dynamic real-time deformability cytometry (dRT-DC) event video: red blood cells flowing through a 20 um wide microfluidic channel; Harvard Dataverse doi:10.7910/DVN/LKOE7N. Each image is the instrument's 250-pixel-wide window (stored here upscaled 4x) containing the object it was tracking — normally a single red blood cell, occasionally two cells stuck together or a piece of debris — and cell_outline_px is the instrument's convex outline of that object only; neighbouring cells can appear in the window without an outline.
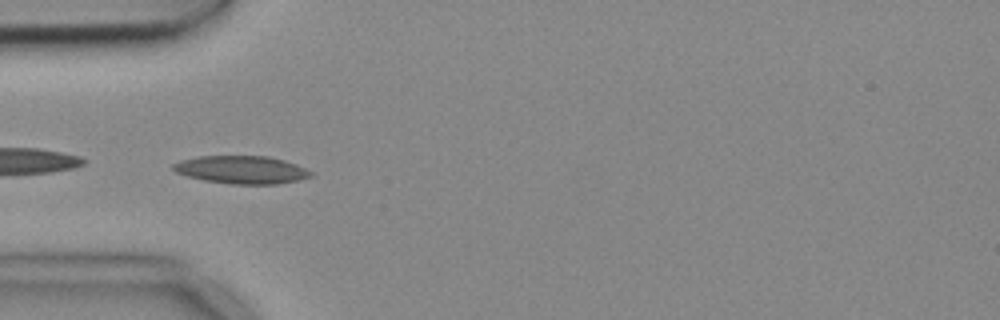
{"species": "common noctule bat (a hibernating species)", "species_latin": "Nyctalus noctula", "temperature_condition": "cold", "stored_images_in_passage": 14, "camera_frame_rate_fps": 3000, "um_per_image_px": 0.085, "animal": {"sex": "female", "body_mass_g": 18.4}, "frame": {"image": 1, "passage_image": 4, "time_ms": 1.0, "image_size_px": [1000, 320], "cell_outline_px": [[312, 176], [300, 180], [276, 184], [232, 184], [204, 180], [188, 176], [176, 172], [172, 168], [172, 164], [180, 160], [200, 156], [268, 156], [284, 160], [296, 164], [312, 172]], "centroid_in_image_um": [20.54, 14.43], "position_along_channel_um": 64.5, "area_um2": 22.31}}
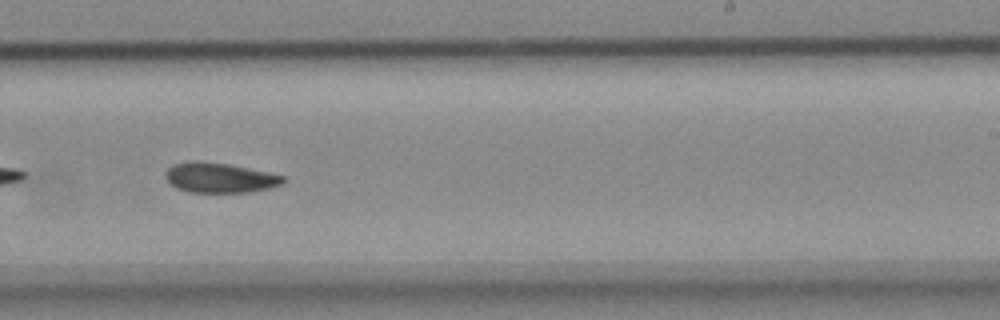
{"frame": {"image": 2, "passage_image": 9, "time_ms": 2.667, "image_size_px": [1000, 320], "cell_outline_px": [[284, 184], [268, 188], [248, 192], [188, 192], [176, 188], [164, 176], [164, 172], [172, 164], [192, 160], [200, 160], [228, 164], [284, 176]], "centroid_in_image_um": [18.61, 15.1], "position_along_channel_um": 270.4, "area_um2": 20.52}}
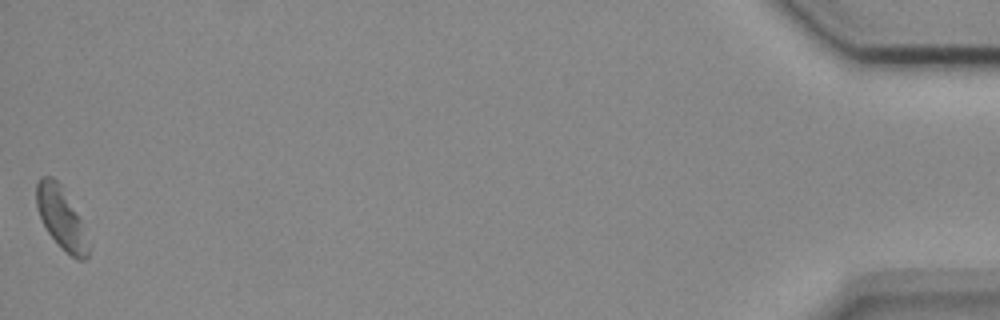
{"frame": {"image": 3, "passage_image": 14, "time_ms": 4.333, "image_size_px": [1000, 320], "cell_outline_px": [[88, 256], [84, 260], [76, 260], [48, 232], [40, 216], [36, 204], [36, 184], [40, 176], [52, 176], [60, 184], [80, 220], [88, 248]], "centroid_in_image_um": [5.15, 18.47], "position_along_channel_um": 430.1, "area_um2": 17.69}}